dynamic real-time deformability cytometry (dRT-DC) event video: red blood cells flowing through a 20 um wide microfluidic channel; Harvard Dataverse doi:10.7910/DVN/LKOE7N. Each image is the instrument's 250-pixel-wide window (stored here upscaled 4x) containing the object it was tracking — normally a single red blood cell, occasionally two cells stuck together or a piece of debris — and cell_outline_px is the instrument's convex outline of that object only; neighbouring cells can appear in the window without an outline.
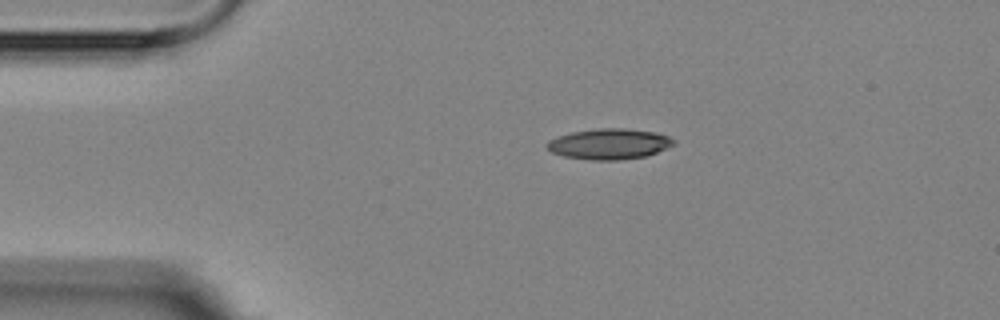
{"species": "Egyptian fruit bat (a non-hibernating species)", "species_latin": "Rousettus aegyptiacus", "temperature_condition": "room temperature", "stored_images_in_passage": 2, "camera_frame_rate_fps": 3000, "um_per_image_px": 0.085, "animal": {"sex": "female"}, "frame": {"image": 1, "passage_image": 2, "time_ms": 1.0, "image_size_px": [1000, 320], "cell_outline_px": [[676, 144], [656, 152], [644, 156], [620, 160], [588, 160], [564, 156], [552, 152], [544, 148], [544, 144], [548, 140], [556, 136], [572, 132], [596, 128], [628, 128], [652, 132], [668, 136], [676, 140]], "centroid_in_image_um": [51.73, 12.23], "position_along_channel_um": 33.3, "area_um2": 22.83}}